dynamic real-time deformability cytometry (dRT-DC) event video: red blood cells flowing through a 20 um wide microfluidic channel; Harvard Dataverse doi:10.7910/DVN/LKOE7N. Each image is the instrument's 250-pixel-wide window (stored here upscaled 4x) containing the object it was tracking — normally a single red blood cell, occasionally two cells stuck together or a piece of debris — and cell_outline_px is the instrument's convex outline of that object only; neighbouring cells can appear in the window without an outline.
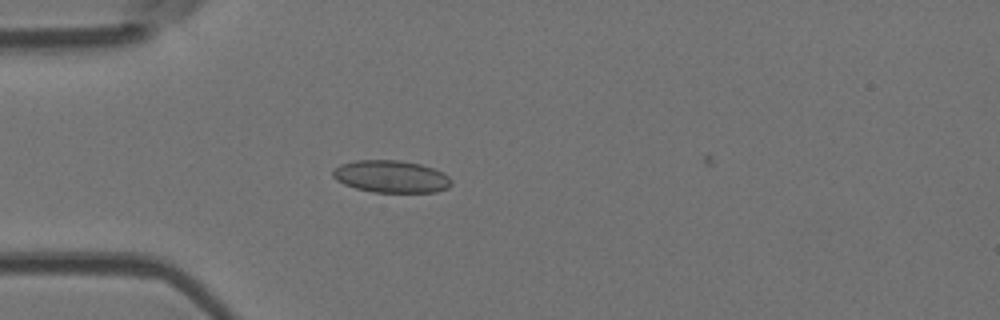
{"species": "Egyptian fruit bat (a non-hibernating species)", "species_latin": "Rousettus aegyptiacus", "temperature_condition": "room temperature", "stored_images_in_passage": 5, "camera_frame_rate_fps": 3000, "um_per_image_px": 0.085, "animal": {"sex": "female"}, "frame": {"image": 1, "passage_image": 5, "time_ms": 4.667, "image_size_px": [1000, 320], "cell_outline_px": [[452, 184], [448, 188], [436, 192], [372, 192], [356, 188], [344, 184], [336, 180], [332, 176], [332, 172], [340, 164], [356, 160], [400, 160], [420, 164], [444, 172], [452, 180]], "centroid_in_image_um": [33.26, 15.0], "position_along_channel_um": 51.7, "area_um2": 22.37}}